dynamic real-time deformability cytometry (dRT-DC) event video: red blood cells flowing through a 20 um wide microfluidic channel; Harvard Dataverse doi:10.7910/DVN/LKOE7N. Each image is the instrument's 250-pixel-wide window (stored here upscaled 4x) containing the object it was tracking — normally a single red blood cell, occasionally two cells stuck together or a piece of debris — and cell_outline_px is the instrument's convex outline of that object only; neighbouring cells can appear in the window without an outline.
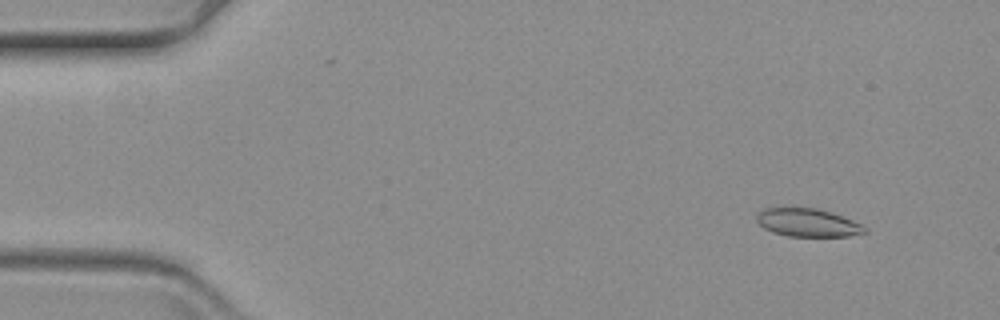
{"species": "common noctule bat (a hibernating species)", "species_latin": "Nyctalus noctula", "temperature_condition": "warm", "stored_images_in_passage": 61, "camera_frame_rate_fps": 3000, "um_per_image_px": 0.085, "animal": {"sex": "female", "body_mass_g": 19.3, "forearm_length_mm": 54.1}, "frame": {"image": 1, "passage_image": 6, "time_ms": 1.667, "image_size_px": [1000, 320], "cell_outline_px": [[868, 232], [848, 236], [788, 236], [772, 232], [764, 228], [756, 220], [756, 212], [764, 208], [816, 208], [832, 212], [852, 220], [868, 228]], "centroid_in_image_um": [68.64, 18.92], "position_along_channel_um": 16.4, "area_um2": 17.74}}
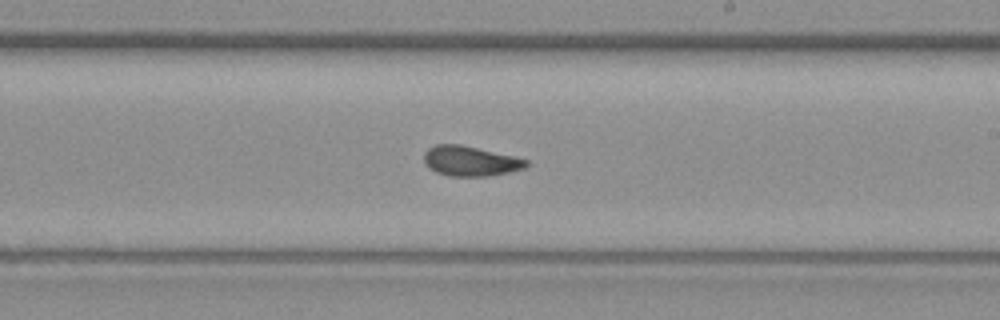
{"frame": {"image": 2, "passage_image": 36, "time_ms": 11.667, "image_size_px": [1000, 320], "cell_outline_px": [[528, 164], [524, 168], [508, 172], [488, 176], [448, 176], [436, 172], [428, 168], [424, 164], [424, 152], [428, 148], [436, 144], [460, 144], [516, 156], [528, 160]], "centroid_in_image_um": [39.95, 13.68], "position_along_channel_um": 249.0, "area_um2": 18.03}}
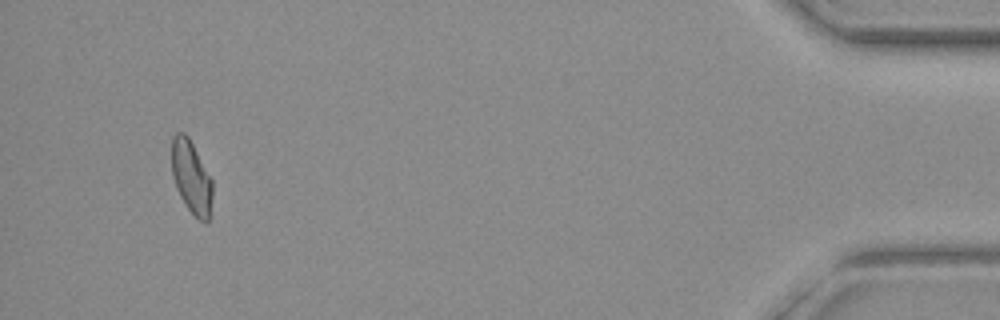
{"frame": {"image": 3, "passage_image": 58, "time_ms": 19.0, "image_size_px": [1000, 320], "cell_outline_px": [[212, 196], [208, 220], [204, 224], [188, 208], [180, 196], [176, 188], [172, 176], [172, 136], [176, 132], [184, 132], [188, 136], [212, 180]], "centroid_in_image_um": [16.25, 15.04], "position_along_channel_um": 419.0, "area_um2": 17.11}}